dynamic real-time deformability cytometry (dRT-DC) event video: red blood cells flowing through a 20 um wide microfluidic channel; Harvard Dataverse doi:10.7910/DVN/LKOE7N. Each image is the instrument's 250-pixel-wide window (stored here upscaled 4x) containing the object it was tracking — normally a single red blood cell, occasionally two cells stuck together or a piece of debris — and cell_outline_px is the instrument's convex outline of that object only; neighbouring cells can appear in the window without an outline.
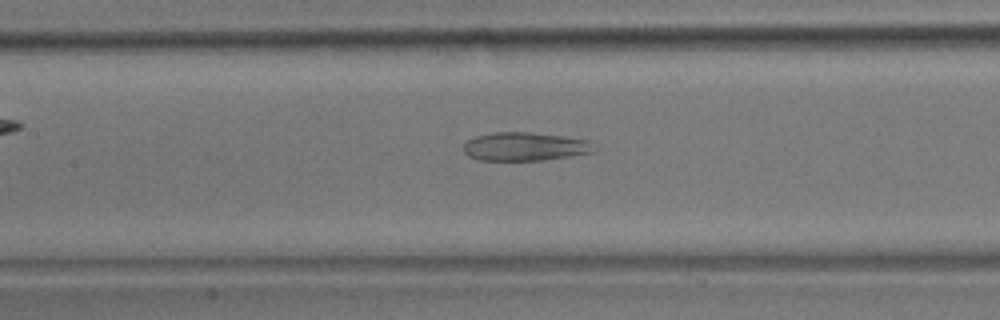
{"species": "common noctule bat (a hibernating species)", "species_latin": "Nyctalus noctula", "temperature_condition": "room temperature", "stored_images_in_passage": 49, "camera_frame_rate_fps": 3000, "um_per_image_px": 0.085, "animal": {"sex": "male", "body_mass_g": 17.9}, "frame": {"image": 1, "passage_image": 22, "time_ms": 7.0, "image_size_px": [1000, 320], "cell_outline_px": [[600, 148], [596, 152], [572, 156], [544, 160], [480, 160], [468, 156], [464, 152], [464, 144], [468, 140], [476, 136], [492, 132], [528, 132], [564, 136], [592, 140]], "centroid_in_image_um": [44.74, 12.45], "position_along_channel_um": 162.7, "area_um2": 22.14}}
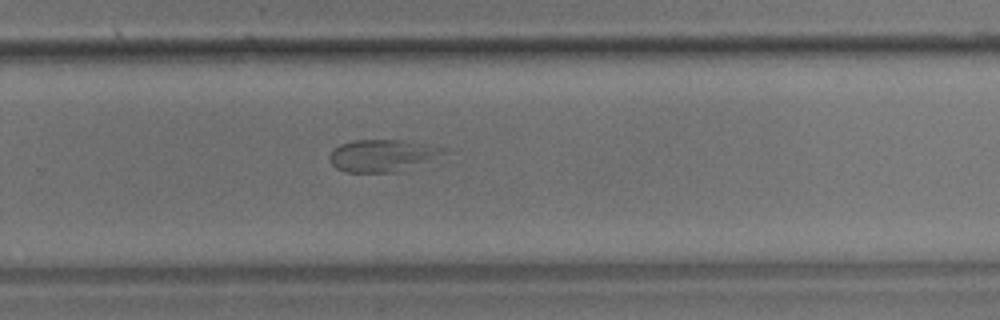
{"frame": {"image": 2, "passage_image": 33, "time_ms": 10.667, "image_size_px": [1000, 320], "cell_outline_px": [[444, 152], [428, 160], [396, 172], [344, 172], [336, 168], [332, 164], [328, 156], [332, 148], [340, 144], [352, 140], [404, 140], [444, 148]], "centroid_in_image_um": [32.36, 13.21], "position_along_channel_um": 297.4, "area_um2": 20.92}}
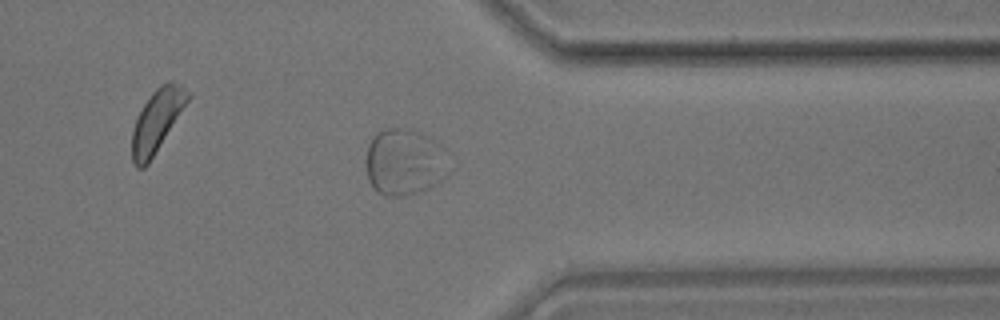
{"frame": {"image": 3, "passage_image": 40, "time_ms": 13.0, "image_size_px": [1000, 320], "cell_outline_px": [[448, 172], [440, 180], [428, 188], [408, 196], [384, 196], [376, 192], [372, 188], [368, 180], [364, 160], [368, 144], [372, 136], [376, 132], [384, 128], [408, 128], [432, 136], [444, 148]], "centroid_in_image_um": [34.32, 13.76], "position_along_channel_um": 377.1, "area_um2": 32.95}}